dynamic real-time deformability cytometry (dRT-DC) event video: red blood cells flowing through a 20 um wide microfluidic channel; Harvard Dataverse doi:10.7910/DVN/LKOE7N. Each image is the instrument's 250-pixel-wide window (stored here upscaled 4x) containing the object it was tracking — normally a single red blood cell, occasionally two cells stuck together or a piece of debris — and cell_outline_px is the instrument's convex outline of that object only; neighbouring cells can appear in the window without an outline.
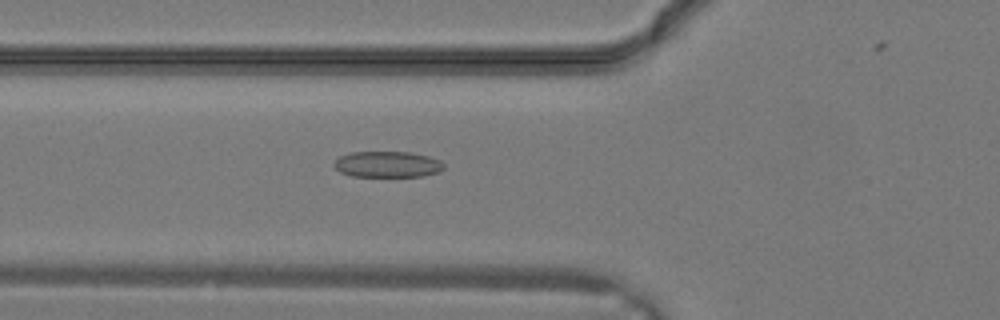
{"species": "common noctule bat (a hibernating species)", "species_latin": "Nyctalus noctula", "temperature_condition": "warm", "stored_images_in_passage": 23, "camera_frame_rate_fps": 3000, "um_per_image_px": 0.085, "animal": {"sex": "male", "body_mass_g": 19.2, "forearm_length_mm": 51.8}, "frame": {"image": 1, "passage_image": 4, "time_ms": 1.0, "image_size_px": [1000, 320], "cell_outline_px": [[444, 168], [440, 172], [424, 176], [352, 176], [340, 172], [332, 164], [340, 156], [352, 152], [408, 152], [428, 156], [440, 160], [444, 164]], "centroid_in_image_um": [32.95, 13.97], "position_along_channel_um": 92.8, "area_um2": 16.65}}
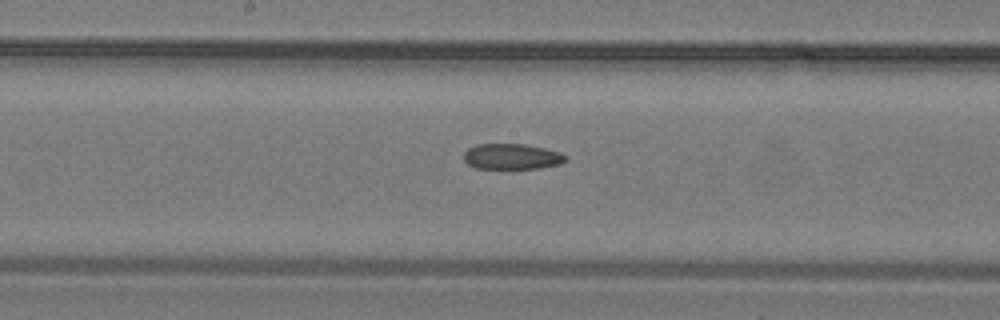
{"frame": {"image": 2, "passage_image": 9, "time_ms": 2.667, "image_size_px": [1000, 320], "cell_outline_px": [[568, 160], [560, 164], [540, 168], [476, 168], [468, 164], [464, 160], [464, 152], [468, 148], [476, 144], [524, 144], [544, 148], [560, 152], [568, 156]], "centroid_in_image_um": [43.53, 13.3], "position_along_channel_um": 204.7, "area_um2": 15.26}}
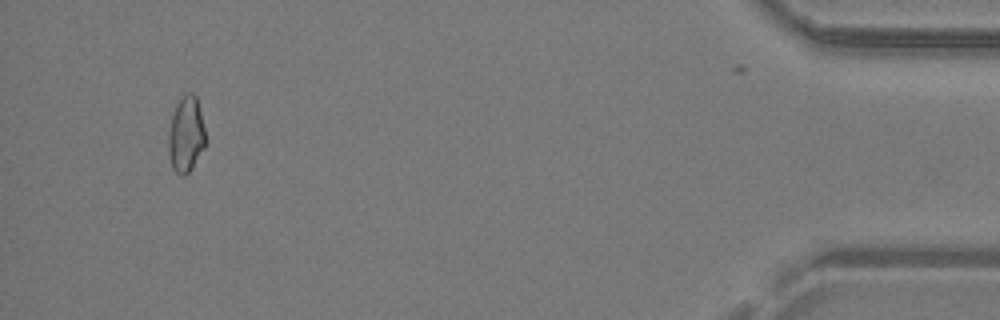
{"frame": {"image": 3, "passage_image": 22, "time_ms": 7.0, "image_size_px": [1000, 320], "cell_outline_px": [[204, 148], [192, 168], [184, 176], [180, 176], [172, 168], [168, 152], [168, 136], [172, 116], [176, 104], [188, 92], [192, 92], [196, 96], [204, 128]], "centroid_in_image_um": [15.79, 11.46], "position_along_channel_um": 419.4, "area_um2": 16.13}}